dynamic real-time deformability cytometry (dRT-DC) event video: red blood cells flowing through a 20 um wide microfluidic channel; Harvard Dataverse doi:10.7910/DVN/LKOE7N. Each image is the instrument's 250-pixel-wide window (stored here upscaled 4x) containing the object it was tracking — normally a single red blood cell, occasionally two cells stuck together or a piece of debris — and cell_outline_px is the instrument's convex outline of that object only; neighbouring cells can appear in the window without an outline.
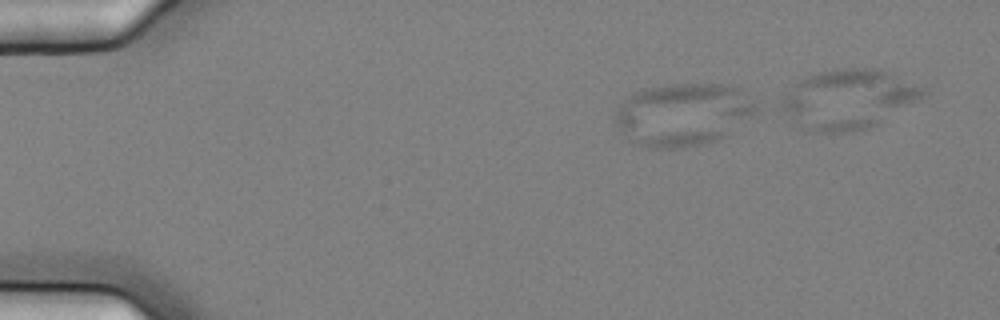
{"species": "common noctule bat (a hibernating species)", "species_latin": "Nyctalus noctula", "temperature_condition": "cold", "stored_images_in_passage": 4, "camera_frame_rate_fps": 3000, "um_per_image_px": 0.085, "animal": {"sex": "female", "body_mass_g": 25.1}, "frame": {"image": 1, "passage_image": 2, "time_ms": 0.333, "image_size_px": [1000, 320], "cell_outline_px": [[756, 112], [724, 136], [708, 144], [684, 148], [648, 148], [632, 144], [628, 140], [616, 124], [616, 112], [620, 104], [628, 96], [644, 88], [672, 84], [728, 84], [736, 88], [756, 104]], "centroid_in_image_um": [58.0, 9.75], "position_along_channel_um": 27.0, "area_um2": 51.33}}